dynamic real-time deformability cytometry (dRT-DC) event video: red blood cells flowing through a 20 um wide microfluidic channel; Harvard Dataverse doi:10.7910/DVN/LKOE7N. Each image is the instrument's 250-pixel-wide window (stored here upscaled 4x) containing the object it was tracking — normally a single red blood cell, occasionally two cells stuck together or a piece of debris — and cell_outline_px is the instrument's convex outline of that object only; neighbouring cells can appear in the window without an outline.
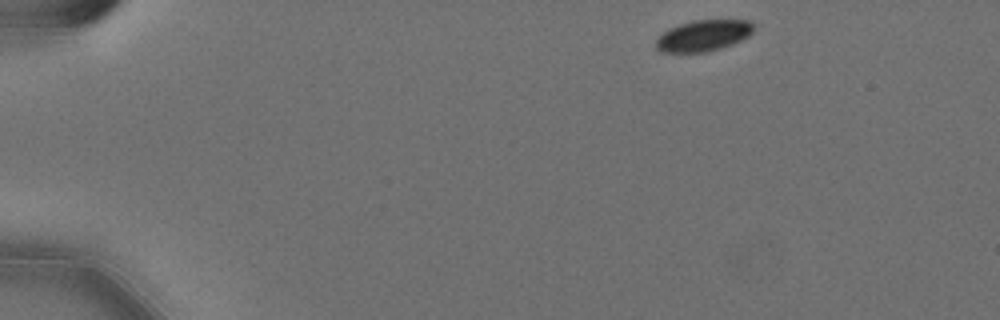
{"species": "Egyptian fruit bat (a non-hibernating species)", "species_latin": "Rousettus aegyptiacus", "temperature_condition": "cold", "stored_images_in_passage": 38, "camera_frame_rate_fps": 3000, "um_per_image_px": 0.085, "animal": {"sex": "female"}, "frame": {"image": 1, "passage_image": 1, "time_ms": 0.0, "image_size_px": [1000, 320], "cell_outline_px": [[752, 32], [748, 36], [732, 44], [708, 52], [660, 52], [656, 48], [656, 40], [668, 28], [692, 20], [752, 20]], "centroid_in_image_um": [59.77, 3.02], "position_along_channel_um": 25.2, "area_um2": 17.63}}
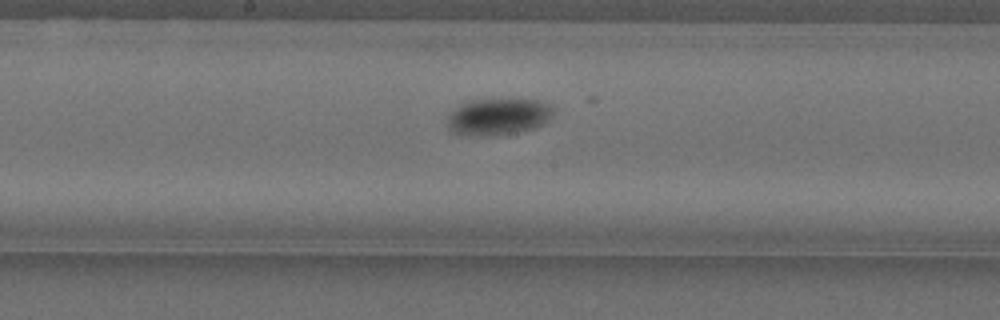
{"frame": {"image": 2, "passage_image": 24, "time_ms": 7.667, "image_size_px": [1000, 320], "cell_outline_px": [[556, 108], [552, 116], [548, 120], [532, 128], [516, 132], [488, 136], [480, 136], [448, 132], [448, 112], [452, 108], [460, 104], [472, 100], [536, 100], [552, 104]], "centroid_in_image_um": [42.32, 9.91], "position_along_channel_um": 205.9, "area_um2": 22.72}}
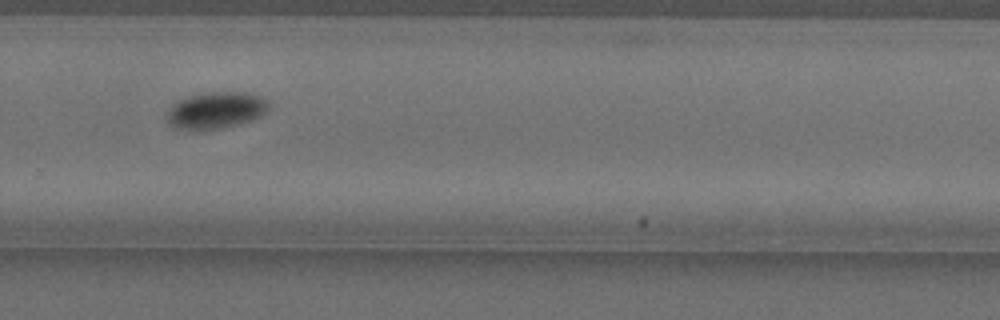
{"frame": {"image": 3, "passage_image": 33, "time_ms": 10.667, "image_size_px": [1000, 320], "cell_outline_px": [[268, 112], [252, 120], [220, 128], [200, 132], [172, 128], [168, 124], [168, 108], [172, 104], [188, 96], [204, 92], [248, 92], [260, 96], [268, 100]], "centroid_in_image_um": [18.32, 9.39], "position_along_channel_um": 311.5, "area_um2": 22.25}}